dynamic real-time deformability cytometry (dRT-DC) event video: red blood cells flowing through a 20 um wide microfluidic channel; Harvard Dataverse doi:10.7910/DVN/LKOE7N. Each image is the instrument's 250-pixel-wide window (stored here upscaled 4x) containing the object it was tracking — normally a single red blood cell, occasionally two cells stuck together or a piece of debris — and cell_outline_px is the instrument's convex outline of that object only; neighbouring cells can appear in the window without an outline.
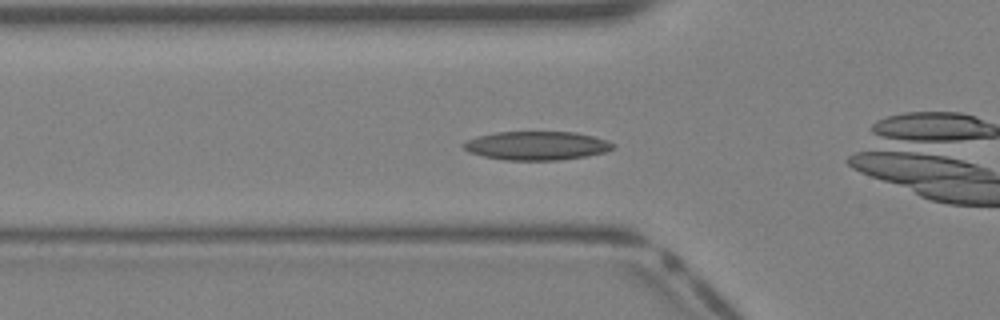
{"species": "Egyptian fruit bat (a non-hibernating species)", "species_latin": "Rousettus aegyptiacus", "temperature_condition": "warm", "stored_images_in_passage": 23, "camera_frame_rate_fps": 3000, "um_per_image_px": 0.085, "animal": {"sex": "female"}, "frame": {"image": 1, "passage_image": 4, "time_ms": 1.0, "image_size_px": [1000, 320], "cell_outline_px": [[616, 144], [612, 148], [604, 152], [584, 156], [560, 160], [504, 160], [484, 156], [468, 152], [460, 144], [476, 136], [496, 132], [576, 132], [608, 140]], "centroid_in_image_um": [45.59, 12.38], "position_along_channel_um": 80.2, "area_um2": 24.97}}
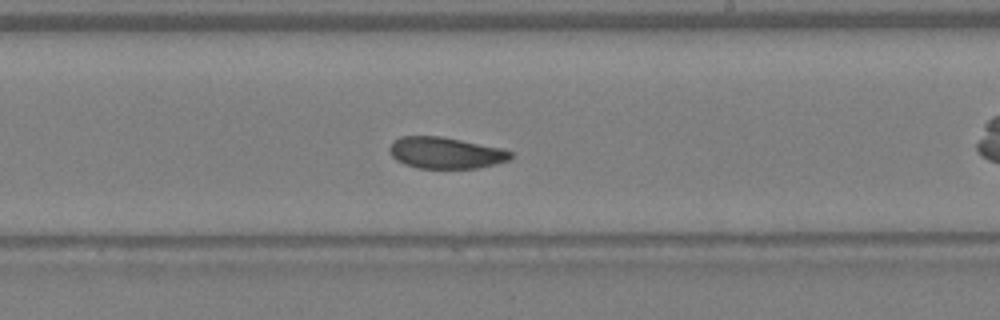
{"frame": {"image": 2, "passage_image": 14, "time_ms": 4.333, "image_size_px": [1000, 320], "cell_outline_px": [[512, 156], [508, 160], [496, 164], [476, 168], [416, 168], [404, 164], [396, 160], [388, 152], [388, 148], [392, 140], [400, 136], [440, 136], [500, 148], [512, 152]], "centroid_in_image_um": [37.8, 12.99], "position_along_channel_um": 251.2, "area_um2": 22.2}}
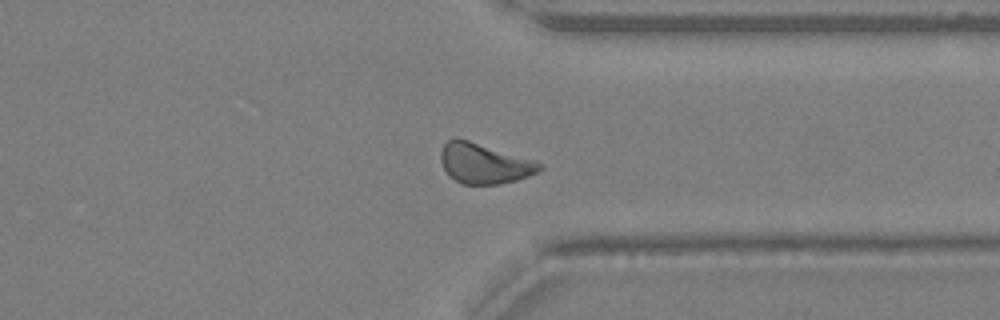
{"frame": {"image": 3, "passage_image": 21, "time_ms": 6.667, "image_size_px": [1000, 320], "cell_outline_px": [[544, 168], [528, 176], [516, 180], [500, 184], [464, 184], [448, 176], [440, 160], [440, 152], [444, 144], [448, 140], [456, 136], [536, 160], [544, 164]], "centroid_in_image_um": [41.16, 13.87], "position_along_channel_um": 370.2, "area_um2": 23.47}}